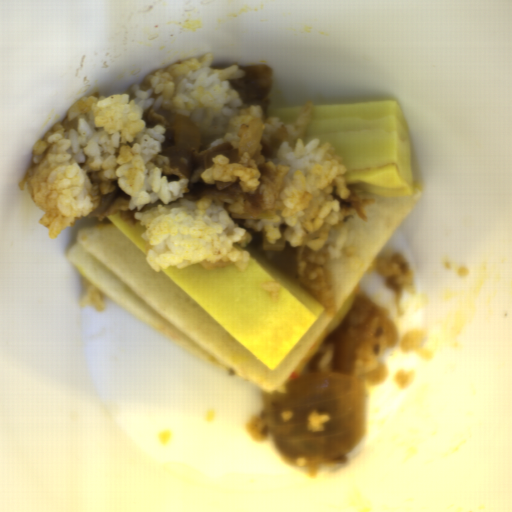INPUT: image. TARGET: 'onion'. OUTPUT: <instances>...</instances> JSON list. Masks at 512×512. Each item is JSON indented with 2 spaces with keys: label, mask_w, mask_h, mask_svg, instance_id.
<instances>
[{
  "label": "onion",
  "mask_w": 512,
  "mask_h": 512,
  "mask_svg": "<svg viewBox=\"0 0 512 512\" xmlns=\"http://www.w3.org/2000/svg\"><path fill=\"white\" fill-rule=\"evenodd\" d=\"M286 392L265 397L268 435L283 459L310 466L336 460L358 446L365 433L367 383L337 371L309 373L287 382ZM331 417L323 432H310L307 416L313 410Z\"/></svg>",
  "instance_id": "1"
},
{
  "label": "onion",
  "mask_w": 512,
  "mask_h": 512,
  "mask_svg": "<svg viewBox=\"0 0 512 512\" xmlns=\"http://www.w3.org/2000/svg\"><path fill=\"white\" fill-rule=\"evenodd\" d=\"M174 140L180 148L200 151V132L196 123L180 114H174Z\"/></svg>",
  "instance_id": "2"
},
{
  "label": "onion",
  "mask_w": 512,
  "mask_h": 512,
  "mask_svg": "<svg viewBox=\"0 0 512 512\" xmlns=\"http://www.w3.org/2000/svg\"><path fill=\"white\" fill-rule=\"evenodd\" d=\"M263 132L264 122L259 117L252 119L242 133L238 155L247 153L252 159L257 153Z\"/></svg>",
  "instance_id": "3"
},
{
  "label": "onion",
  "mask_w": 512,
  "mask_h": 512,
  "mask_svg": "<svg viewBox=\"0 0 512 512\" xmlns=\"http://www.w3.org/2000/svg\"><path fill=\"white\" fill-rule=\"evenodd\" d=\"M262 249L264 251H283L285 250V238H278L274 243H269L266 235H262Z\"/></svg>",
  "instance_id": "4"
},
{
  "label": "onion",
  "mask_w": 512,
  "mask_h": 512,
  "mask_svg": "<svg viewBox=\"0 0 512 512\" xmlns=\"http://www.w3.org/2000/svg\"><path fill=\"white\" fill-rule=\"evenodd\" d=\"M235 219H273L274 216L270 211L262 210L259 215H251L250 213H233L231 215Z\"/></svg>",
  "instance_id": "5"
}]
</instances>
